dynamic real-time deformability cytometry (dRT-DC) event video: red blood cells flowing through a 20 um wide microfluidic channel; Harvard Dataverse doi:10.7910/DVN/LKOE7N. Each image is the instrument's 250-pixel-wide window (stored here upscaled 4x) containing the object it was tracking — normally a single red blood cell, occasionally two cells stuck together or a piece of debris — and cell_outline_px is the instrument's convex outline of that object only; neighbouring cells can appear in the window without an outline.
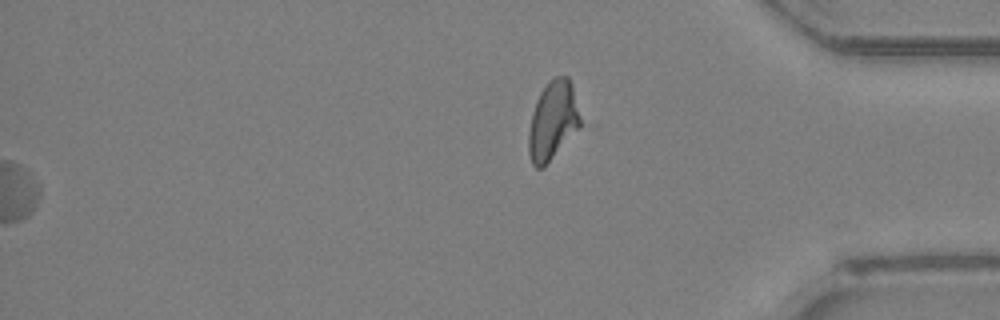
{"species": "Egyptian fruit bat (a non-hibernating species)", "species_latin": "Rousettus aegyptiacus", "temperature_condition": "room temperature", "stored_images_in_passage": 37, "segment_of_instrument_passage": [2, 2], "camera_frame_rate_fps": 3000, "um_per_image_px": 0.085, "animal": {"sex": "female"}, "frame": {"image": 1, "passage_image": 37, "time_ms": 12.0, "image_size_px": [1000, 320], "cell_outline_px": [[588, 124], [540, 168], [536, 168], [532, 164], [528, 152], [528, 132], [532, 112], [536, 100], [540, 92], [548, 80], [556, 76], [568, 76], [572, 84]], "centroid_in_image_um": [47.1, 10.21], "position_along_channel_um": 388.1, "area_um2": 25.09}}